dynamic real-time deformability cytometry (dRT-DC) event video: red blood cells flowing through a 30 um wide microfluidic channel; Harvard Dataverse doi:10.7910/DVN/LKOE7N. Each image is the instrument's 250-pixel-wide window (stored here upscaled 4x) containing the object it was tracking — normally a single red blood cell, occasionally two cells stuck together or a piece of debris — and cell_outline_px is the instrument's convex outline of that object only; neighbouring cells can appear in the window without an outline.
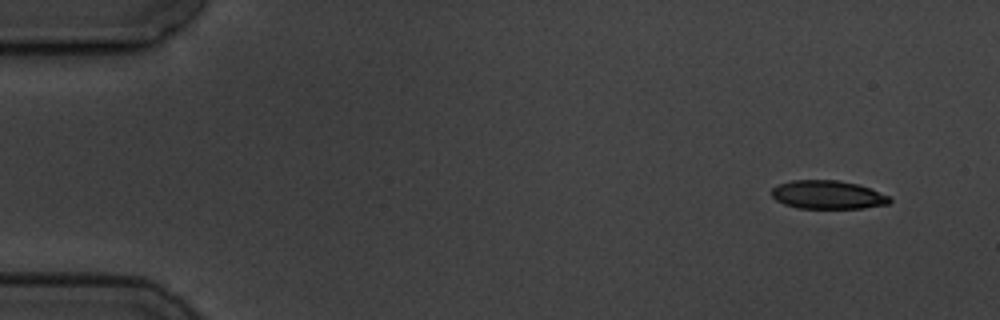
{"species": "common noctule bat (a hibernating species)", "species_latin": "Nyctalus noctula", "temperature_condition": "cold", "stored_images_in_passage": 10, "camera_frame_rate_fps": 3000, "um_per_image_px": 0.085, "animal": {"sex": "male", "body_mass_g": 19.5, "forearm_length_mm": 54.6}, "frame": {"image": 1, "passage_image": 1, "time_ms": 0.0, "image_size_px": [1000, 320], "cell_outline_px": [[892, 200], [888, 204], [864, 208], [800, 208], [784, 204], [776, 200], [772, 196], [772, 188], [780, 184], [792, 180], [836, 180], [856, 184], [868, 188], [888, 196]], "centroid_in_image_um": [70.34, 16.56], "position_along_channel_um": 14.7, "area_um2": 19.31}}
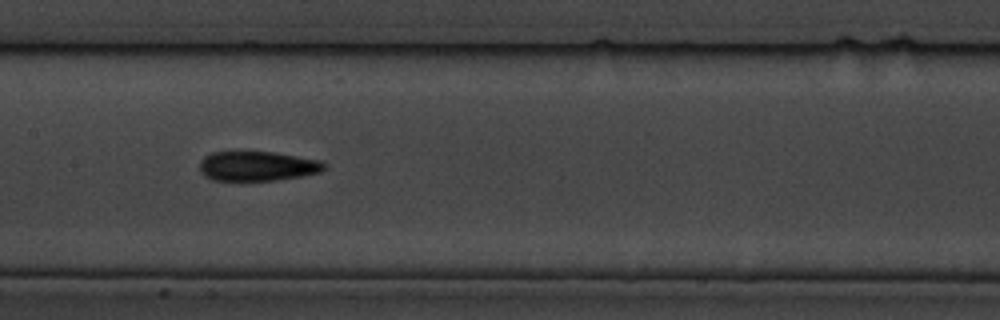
{"frame": {"image": 2, "passage_image": 8, "time_ms": 8.0, "image_size_px": [1000, 320], "cell_outline_px": [[328, 168], [320, 172], [300, 176], [276, 180], [212, 180], [204, 176], [200, 172], [200, 160], [204, 156], [212, 152], [272, 152], [320, 160], [328, 164]], "centroid_in_image_um": [21.88, 14.12], "position_along_channel_um": 185.5, "area_um2": 21.56}}
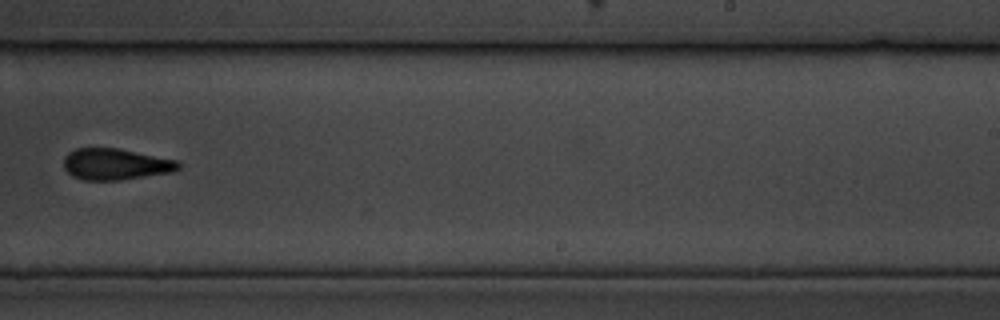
{"frame": {"image": 3, "passage_image": 10, "time_ms": 10.667, "image_size_px": [1000, 320], "cell_outline_px": [[180, 168], [176, 172], [120, 180], [84, 180], [72, 176], [64, 168], [64, 156], [68, 152], [76, 148], [120, 148], [180, 160]], "centroid_in_image_um": [9.88, 13.95], "position_along_channel_um": 279.1, "area_um2": 21.39}}